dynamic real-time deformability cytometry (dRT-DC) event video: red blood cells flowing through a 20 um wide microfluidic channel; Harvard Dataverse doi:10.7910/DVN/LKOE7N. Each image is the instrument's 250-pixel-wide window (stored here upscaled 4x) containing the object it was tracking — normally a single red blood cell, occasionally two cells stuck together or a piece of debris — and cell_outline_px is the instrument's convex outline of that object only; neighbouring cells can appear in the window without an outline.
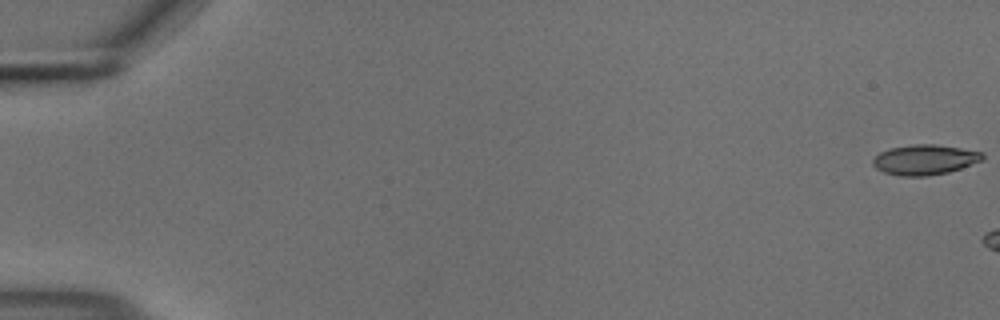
{"species": "common noctule bat (a hibernating species)", "species_latin": "Nyctalus noctula", "temperature_condition": "cold", "stored_images_in_passage": 12, "camera_frame_rate_fps": 3000, "um_per_image_px": 0.085, "animal": {"sex": "male", "body_mass_g": 18.8}, "frame": {"image": 1, "passage_image": 1, "time_ms": 0.0, "image_size_px": [1000, 320], "cell_outline_px": [[984, 160], [948, 172], [928, 176], [900, 176], [884, 172], [876, 168], [872, 164], [872, 160], [880, 152], [888, 148], [912, 144], [936, 144], [984, 152]], "centroid_in_image_um": [78.6, 13.57], "position_along_channel_um": 6.4, "area_um2": 19.36}}